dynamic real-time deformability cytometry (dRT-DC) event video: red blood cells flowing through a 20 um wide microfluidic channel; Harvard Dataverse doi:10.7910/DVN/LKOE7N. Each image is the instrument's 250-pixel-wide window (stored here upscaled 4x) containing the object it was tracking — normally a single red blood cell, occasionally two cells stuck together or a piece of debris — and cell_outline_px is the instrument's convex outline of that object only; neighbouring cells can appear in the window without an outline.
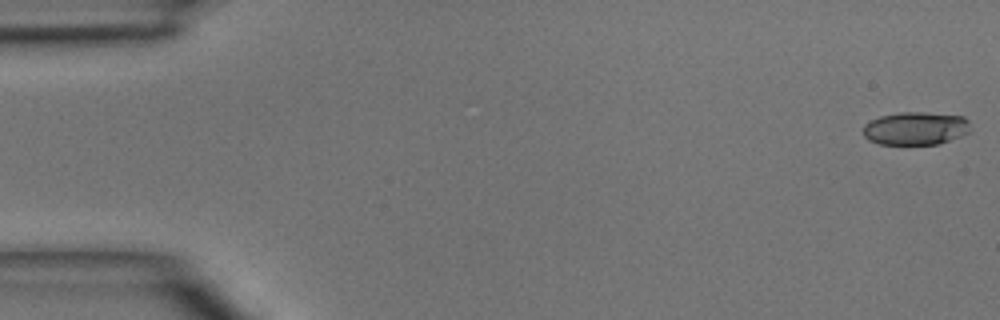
{"species": "common noctule bat (a hibernating species)", "species_latin": "Nyctalus noctula", "temperature_condition": "room temperature", "stored_images_in_passage": 4, "camera_frame_rate_fps": 3000, "um_per_image_px": 0.085, "animal": {"sex": "male", "body_mass_g": 15.6}, "frame": {"image": 1, "passage_image": 1, "time_ms": 0.0, "image_size_px": [1000, 320], "cell_outline_px": [[972, 132], [936, 144], [880, 144], [868, 140], [864, 136], [864, 124], [880, 116], [900, 112], [924, 112], [964, 116], [968, 120]], "centroid_in_image_um": [77.85, 10.9], "position_along_channel_um": 7.2, "area_um2": 20.69}}
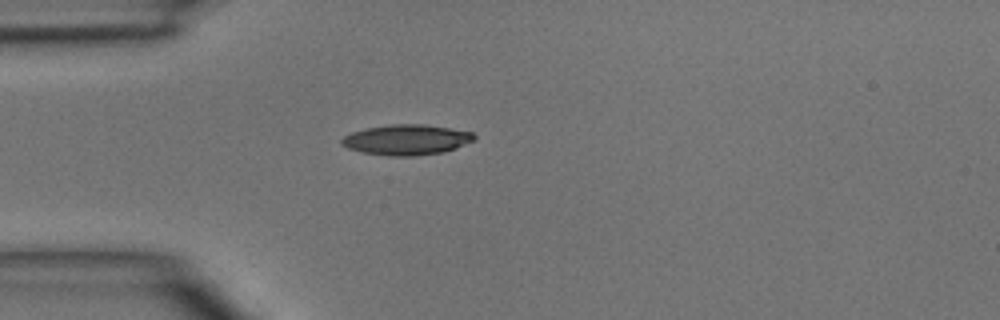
{"frame": {"image": 2, "passage_image": 4, "time_ms": 4.0, "image_size_px": [1000, 320], "cell_outline_px": [[476, 140], [456, 148], [444, 152], [416, 156], [388, 156], [360, 152], [348, 148], [340, 144], [340, 140], [344, 136], [352, 132], [368, 128], [392, 124], [424, 124], [472, 132], [476, 136]], "centroid_in_image_um": [34.56, 11.89], "position_along_channel_um": 50.4, "area_um2": 23.58}}